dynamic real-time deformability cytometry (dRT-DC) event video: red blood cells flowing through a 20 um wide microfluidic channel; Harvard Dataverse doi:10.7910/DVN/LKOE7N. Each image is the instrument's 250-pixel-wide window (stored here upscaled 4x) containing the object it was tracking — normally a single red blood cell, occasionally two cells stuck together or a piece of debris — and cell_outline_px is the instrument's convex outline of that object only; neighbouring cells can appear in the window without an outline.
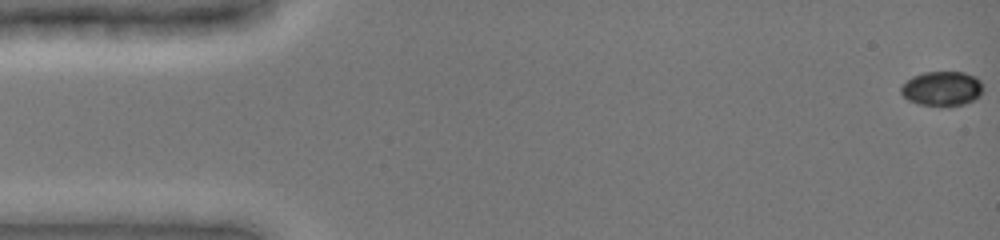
{"species": "common noctule bat (a hibernating species)", "species_latin": "Nyctalus noctula", "temperature_condition": "cold", "stored_images_in_passage": 49, "camera_frame_rate_fps": 3000, "um_per_image_px": 0.085, "animal": {"sex": "female", "body_mass_g": 19.0, "forearm_length_mm": 51.5}, "frame": {"image": 1, "passage_image": 1, "time_ms": 0.0, "image_size_px": [1000, 240], "cell_outline_px": [[984, 88], [980, 96], [976, 100], [964, 104], [920, 104], [908, 100], [900, 92], [900, 88], [912, 76], [924, 72], [964, 72], [976, 76], [980, 80]], "centroid_in_image_um": [80.12, 7.5], "position_along_channel_um": 4.9, "area_um2": 16.36}}
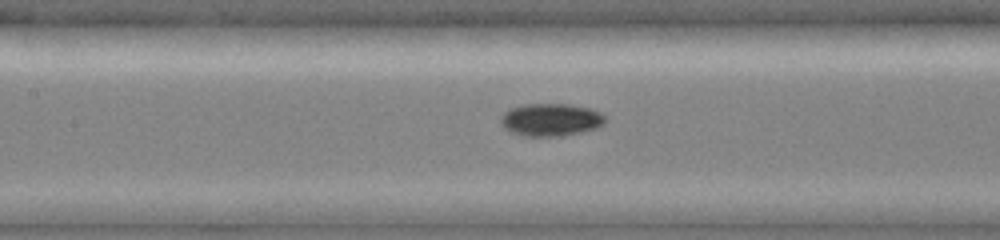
{"frame": {"image": 2, "passage_image": 23, "time_ms": 7.333, "image_size_px": [1000, 240], "cell_outline_px": [[604, 124], [596, 128], [584, 132], [560, 136], [524, 136], [512, 132], [504, 128], [500, 124], [500, 116], [508, 108], [524, 104], [568, 104], [592, 108], [600, 112], [604, 116]], "centroid_in_image_um": [46.79, 10.17], "position_along_channel_um": 160.6, "area_um2": 20.11}}
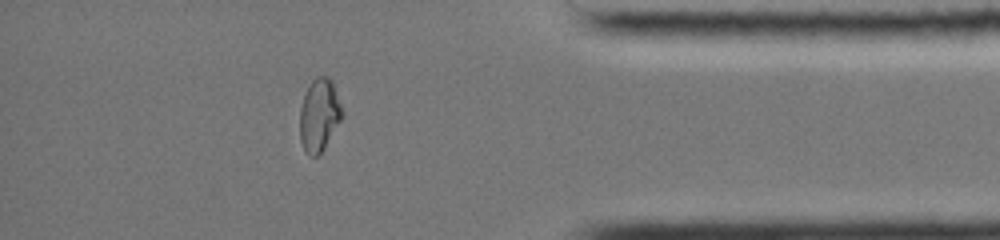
{"frame": {"image": 3, "passage_image": 43, "time_ms": 14.0, "image_size_px": [1000, 240], "cell_outline_px": [[344, 116], [324, 148], [316, 156], [308, 156], [300, 140], [300, 108], [304, 96], [312, 80], [316, 76], [328, 76], [332, 80], [344, 112]], "centroid_in_image_um": [27.16, 9.77], "position_along_channel_um": 408.0, "area_um2": 17.98}, "authors_computed_cell_mechanics": {"area_um2": 18.0336, "velocity_mm_per_s": 3.9536, "shape_relaxation_time_tau1_ms": null, "shape_relaxation_time_tau2_ms": 3.1659, "deformation_change_tau1": null, "deformation_change_tau2": 0.0401}}